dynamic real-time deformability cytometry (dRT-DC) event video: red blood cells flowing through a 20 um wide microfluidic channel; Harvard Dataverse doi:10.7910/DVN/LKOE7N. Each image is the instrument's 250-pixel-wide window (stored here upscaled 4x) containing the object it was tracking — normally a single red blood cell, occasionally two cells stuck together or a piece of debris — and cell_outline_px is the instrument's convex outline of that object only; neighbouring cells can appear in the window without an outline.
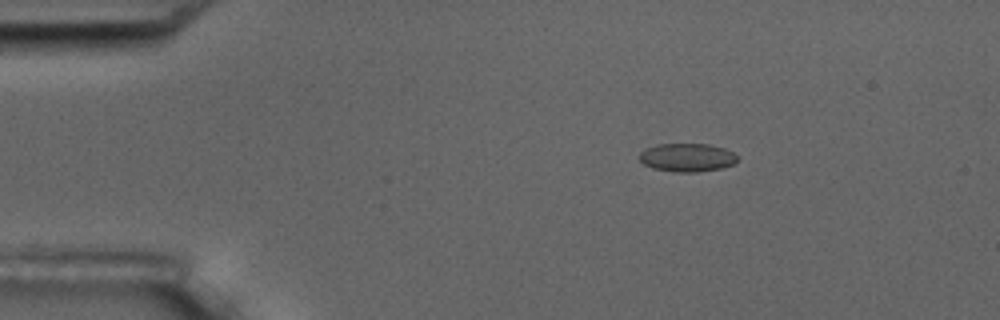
{"species": "common noctule bat (a hibernating species)", "species_latin": "Nyctalus noctula", "temperature_condition": "room temperature", "stored_images_in_passage": 3, "camera_frame_rate_fps": 3000, "um_per_image_px": 0.085, "animal": {"sex": "male", "body_mass_g": 17.5, "forearm_length_mm": 52.3}, "frame": {"image": 1, "passage_image": 1, "time_ms": 0.0, "image_size_px": [1000, 320], "cell_outline_px": [[736, 164], [720, 168], [696, 172], [672, 172], [652, 168], [644, 164], [636, 156], [644, 148], [656, 144], [708, 144], [724, 148], [732, 152], [736, 156]], "centroid_in_image_um": [58.34, 13.38], "position_along_channel_um": 26.7, "area_um2": 16.36}}